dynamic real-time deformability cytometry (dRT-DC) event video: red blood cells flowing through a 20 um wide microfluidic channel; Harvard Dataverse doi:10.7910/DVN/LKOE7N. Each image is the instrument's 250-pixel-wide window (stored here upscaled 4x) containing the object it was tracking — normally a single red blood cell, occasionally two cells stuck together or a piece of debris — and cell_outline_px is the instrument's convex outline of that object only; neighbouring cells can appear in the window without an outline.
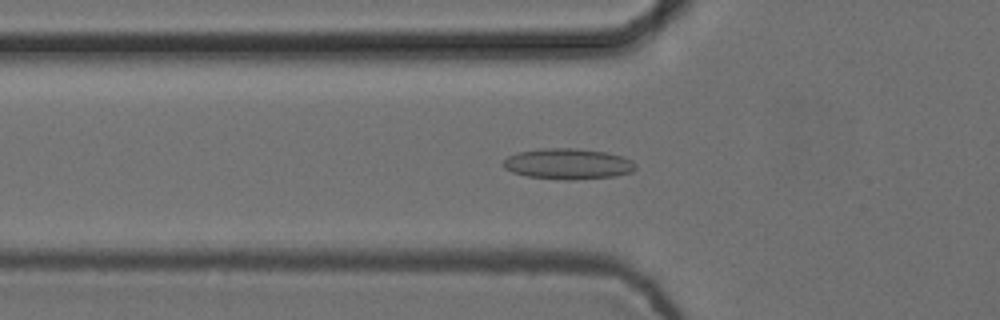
{"species": "common noctule bat (a hibernating species)", "species_latin": "Nyctalus noctula", "temperature_condition": "cold", "stored_images_in_passage": 50, "camera_frame_rate_fps": 3000, "um_per_image_px": 0.085, "animal": {"sex": "female", "body_mass_g": 24.6, "forearm_length_mm": 56.2}, "frame": {"image": 1, "passage_image": 14, "time_ms": 4.333, "image_size_px": [1000, 320], "cell_outline_px": [[636, 168], [632, 172], [616, 176], [572, 180], [564, 180], [528, 176], [512, 172], [504, 168], [504, 160], [508, 156], [516, 152], [540, 148], [576, 148], [608, 152], [624, 156], [632, 160], [636, 164]], "centroid_in_image_um": [48.31, 13.92], "position_along_channel_um": 77.5, "area_um2": 23.99}}
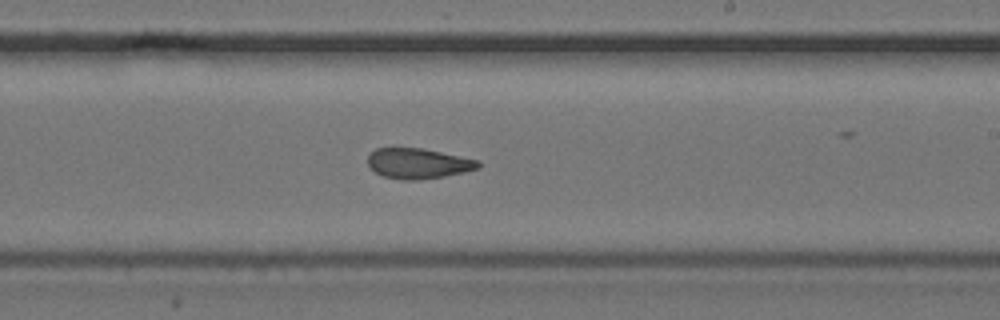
{"frame": {"image": 2, "passage_image": 28, "time_ms": 9.0, "image_size_px": [1000, 320], "cell_outline_px": [[480, 168], [464, 172], [444, 176], [420, 180], [400, 180], [384, 176], [368, 168], [368, 156], [376, 148], [424, 148], [480, 160]], "centroid_in_image_um": [35.56, 13.89], "position_along_channel_um": 253.4, "area_um2": 19.71}}
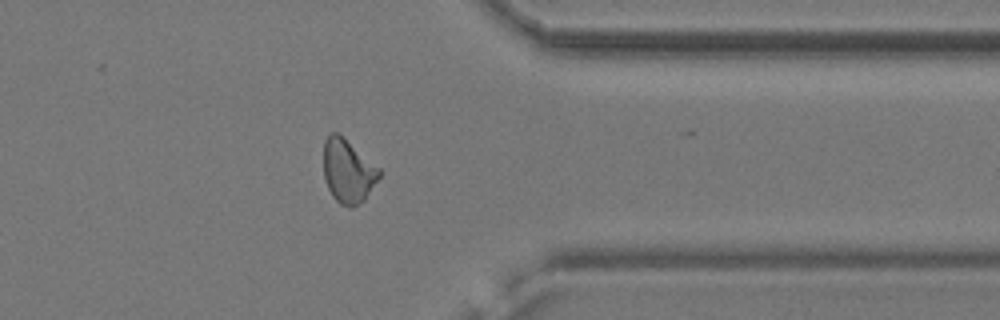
{"frame": {"image": 3, "passage_image": 39, "time_ms": 12.667, "image_size_px": [1000, 320], "cell_outline_px": [[380, 176], [364, 200], [360, 204], [352, 208], [348, 208], [340, 204], [332, 196], [328, 188], [324, 176], [324, 140], [332, 132], [340, 132], [380, 168]], "centroid_in_image_um": [29.58, 14.53], "position_along_channel_um": 381.8, "area_um2": 20.92}, "authors_computed_cell_mechanics": {"area_um2": 20.6635, "velocity_mm_per_s": 3.7533, "shape_relaxation_time_tau1_ms": null, "shape_relaxation_time_tau2_ms": 3.4018, "deformation_change_tau1": null, "deformation_change_tau2": 0.1038}}